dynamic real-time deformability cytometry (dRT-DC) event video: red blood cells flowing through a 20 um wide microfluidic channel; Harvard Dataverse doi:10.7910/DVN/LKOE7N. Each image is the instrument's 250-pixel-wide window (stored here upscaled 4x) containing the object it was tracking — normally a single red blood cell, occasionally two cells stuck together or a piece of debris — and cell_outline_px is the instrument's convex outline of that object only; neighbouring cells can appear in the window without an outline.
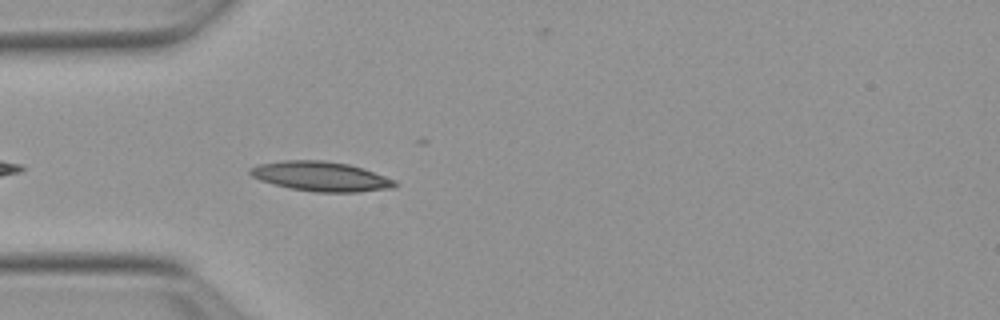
{"species": "Egyptian fruit bat (a non-hibernating species)", "species_latin": "Rousettus aegyptiacus", "temperature_condition": "warm", "stored_images_in_passage": 9, "camera_frame_rate_fps": 3000, "um_per_image_px": 0.085, "animal": {"sex": "female"}, "frame": {"image": 1, "passage_image": 3, "time_ms": 0.667, "image_size_px": [1000, 320], "cell_outline_px": [[396, 184], [392, 188], [360, 192], [316, 192], [288, 188], [260, 180], [252, 176], [248, 172], [248, 168], [260, 164], [284, 160], [324, 160], [348, 164], [364, 168], [396, 180]], "centroid_in_image_um": [27.27, 14.99], "position_along_channel_um": 57.7, "area_um2": 25.09}}
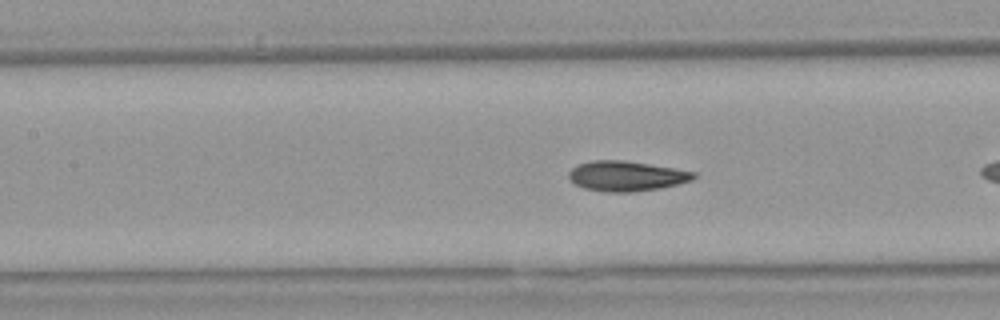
{"frame": {"image": 2, "passage_image": 8, "time_ms": 2.333, "image_size_px": [1000, 320], "cell_outline_px": [[696, 176], [692, 180], [660, 188], [632, 192], [604, 192], [584, 188], [576, 184], [568, 176], [568, 172], [576, 164], [592, 160], [624, 160], [696, 172]], "centroid_in_image_um": [53.21, 14.96], "position_along_channel_um": 154.2, "area_um2": 21.79}}